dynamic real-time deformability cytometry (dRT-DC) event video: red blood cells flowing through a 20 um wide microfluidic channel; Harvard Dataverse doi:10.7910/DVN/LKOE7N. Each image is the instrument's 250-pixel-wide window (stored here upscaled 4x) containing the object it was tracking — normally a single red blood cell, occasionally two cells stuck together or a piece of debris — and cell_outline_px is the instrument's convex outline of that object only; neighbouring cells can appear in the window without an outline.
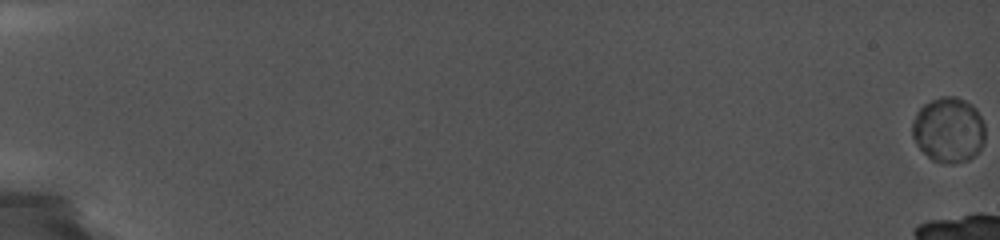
{"species": "common noctule bat (a hibernating species)", "species_latin": "Nyctalus noctula", "temperature_condition": "cold", "stored_images_in_passage": 16, "camera_frame_rate_fps": 5000, "um_per_image_px": 0.085, "animal": {"sex": "female", "body_mass_g": 19.0, "forearm_length_mm": 56.7}, "frame": {"image": 1, "passage_image": 1, "time_ms": 0.0, "image_size_px": [1000, 240], "cell_outline_px": [[984, 144], [968, 160], [948, 164], [932, 160], [916, 144], [912, 136], [912, 120], [916, 112], [924, 104], [940, 96], [956, 96], [972, 104], [976, 108], [984, 124]], "centroid_in_image_um": [80.61, 11.02], "position_along_channel_um": 4.4, "area_um2": 27.74}}
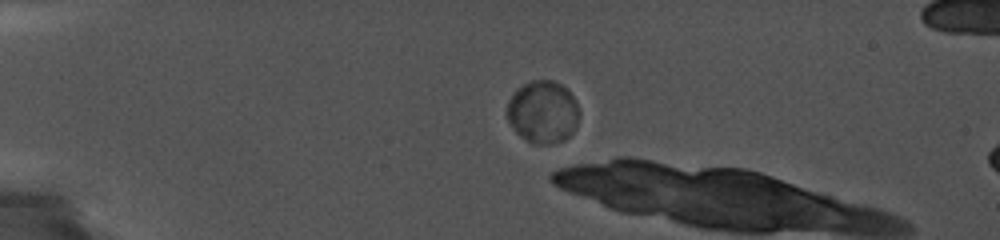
{"frame": {"image": 2, "passage_image": 12, "time_ms": 5.4, "image_size_px": [1000, 240], "cell_outline_px": [[580, 112], [576, 124], [572, 132], [564, 140], [548, 144], [532, 144], [520, 136], [516, 132], [508, 120], [508, 104], [512, 92], [516, 88], [532, 80], [552, 80], [568, 88]], "centroid_in_image_um": [46.14, 9.51], "position_along_channel_um": 38.9, "area_um2": 26.24}}